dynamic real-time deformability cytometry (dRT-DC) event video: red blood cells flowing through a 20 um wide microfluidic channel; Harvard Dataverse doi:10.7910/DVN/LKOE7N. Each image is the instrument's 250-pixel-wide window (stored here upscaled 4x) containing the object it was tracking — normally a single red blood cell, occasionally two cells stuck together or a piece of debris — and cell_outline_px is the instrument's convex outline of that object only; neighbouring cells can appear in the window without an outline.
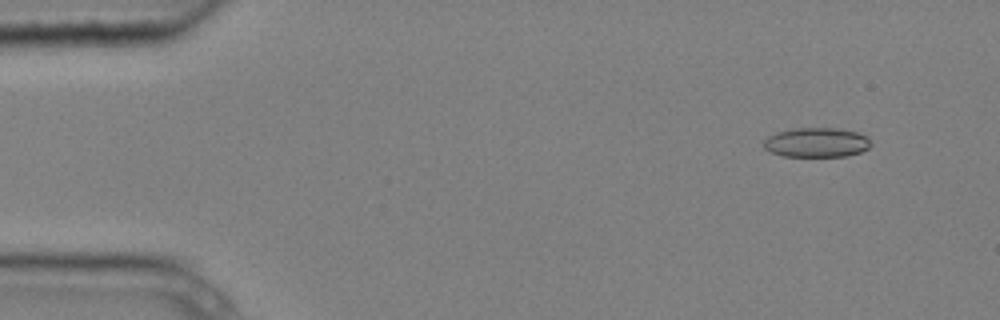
{"species": "common noctule bat (a hibernating species)", "species_latin": "Nyctalus noctula", "temperature_condition": "cold", "stored_images_in_passage": 4, "camera_frame_rate_fps": 3000, "um_per_image_px": 0.085, "animal": {"sex": "male", "body_mass_g": 20.4}, "frame": {"image": 1, "passage_image": 1, "time_ms": 0.0, "image_size_px": [1000, 320], "cell_outline_px": [[872, 144], [868, 148], [860, 152], [848, 156], [784, 156], [772, 152], [764, 148], [764, 140], [768, 136], [776, 132], [796, 128], [840, 128], [856, 132], [868, 136]], "centroid_in_image_um": [69.44, 12.1], "position_along_channel_um": 15.6, "area_um2": 18.5}}
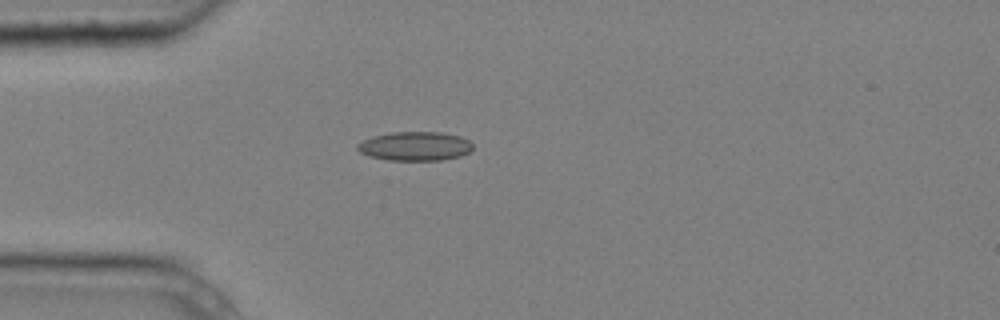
{"frame": {"image": 2, "passage_image": 4, "time_ms": 1.0, "image_size_px": [1000, 320], "cell_outline_px": [[472, 148], [468, 152], [460, 156], [440, 160], [388, 160], [368, 156], [360, 152], [356, 148], [356, 144], [372, 136], [392, 132], [444, 132], [460, 136], [468, 140], [472, 144]], "centroid_in_image_um": [35.25, 12.42], "position_along_channel_um": 49.7, "area_um2": 19.54}}